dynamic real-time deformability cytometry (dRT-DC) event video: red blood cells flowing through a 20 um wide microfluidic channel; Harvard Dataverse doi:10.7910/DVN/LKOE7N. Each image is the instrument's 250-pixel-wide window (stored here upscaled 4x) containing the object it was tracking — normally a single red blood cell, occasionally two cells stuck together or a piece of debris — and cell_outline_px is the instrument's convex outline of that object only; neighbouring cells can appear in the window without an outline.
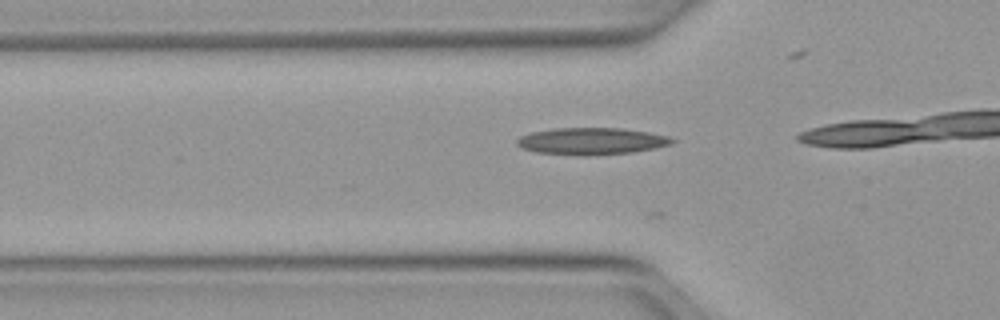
{"species": "Egyptian fruit bat (a non-hibernating species)", "species_latin": "Rousettus aegyptiacus", "temperature_condition": "warm", "stored_images_in_passage": 14, "camera_frame_rate_fps": 3000, "um_per_image_px": 0.085, "animal": {"sex": "female"}, "frame": {"image": 1, "passage_image": 2, "time_ms": 0.333, "image_size_px": [1000, 320], "cell_outline_px": [[676, 140], [672, 144], [632, 152], [580, 156], [536, 152], [520, 148], [516, 144], [516, 140], [520, 136], [532, 132], [556, 128], [624, 128], [648, 132], [668, 136]], "centroid_in_image_um": [50.24, 12.0], "position_along_channel_um": 75.6, "area_um2": 24.33}}